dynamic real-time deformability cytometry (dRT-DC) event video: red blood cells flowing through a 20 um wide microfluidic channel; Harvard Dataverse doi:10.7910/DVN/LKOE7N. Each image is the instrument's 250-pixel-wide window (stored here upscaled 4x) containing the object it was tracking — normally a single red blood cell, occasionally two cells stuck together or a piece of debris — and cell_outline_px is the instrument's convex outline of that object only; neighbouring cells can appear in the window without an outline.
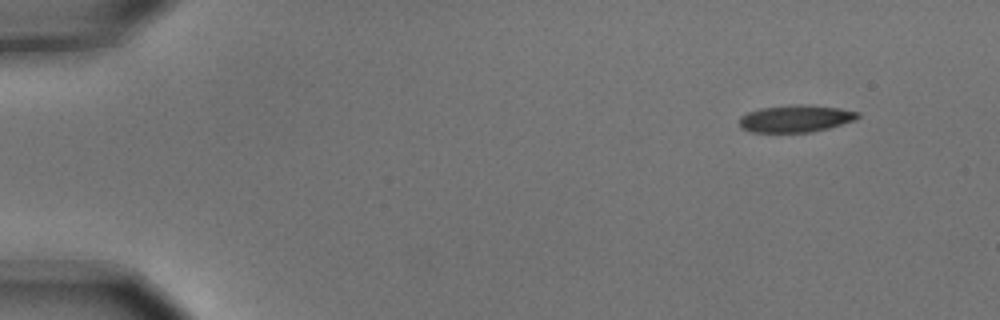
{"species": "common noctule bat (a hibernating species)", "species_latin": "Nyctalus noctula", "temperature_condition": "cold", "stored_images_in_passage": 5, "camera_frame_rate_fps": 3000, "um_per_image_px": 0.085, "animal": {"sex": "male", "body_mass_g": 15.6}, "frame": {"image": 1, "passage_image": 1, "time_ms": 0.0, "image_size_px": [1000, 320], "cell_outline_px": [[860, 116], [856, 120], [828, 128], [812, 132], [752, 132], [740, 128], [740, 116], [748, 112], [760, 108], [792, 104], [804, 104], [840, 108], [860, 112]], "centroid_in_image_um": [67.64, 10.07], "position_along_channel_um": 17.4, "area_um2": 18.9}}
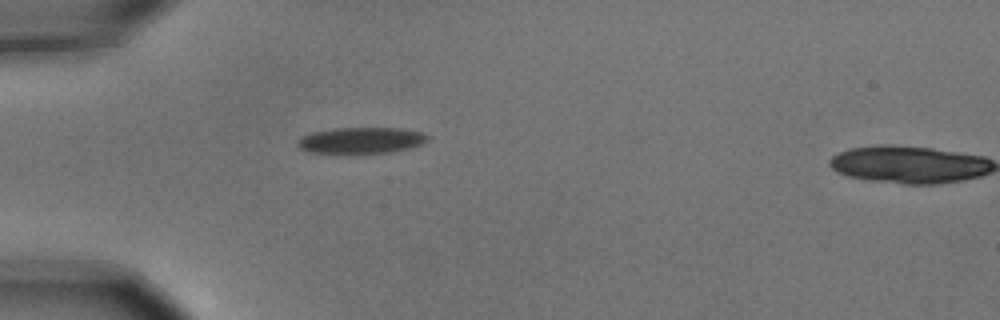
{"frame": {"image": 2, "passage_image": 4, "time_ms": 1.0, "image_size_px": [1000, 320], "cell_outline_px": [[428, 140], [420, 144], [408, 148], [388, 152], [352, 156], [348, 156], [308, 152], [300, 148], [296, 144], [300, 136], [312, 132], [336, 128], [400, 128], [420, 132], [428, 136]], "centroid_in_image_um": [30.59, 11.98], "position_along_channel_um": 54.4, "area_um2": 20.58}}